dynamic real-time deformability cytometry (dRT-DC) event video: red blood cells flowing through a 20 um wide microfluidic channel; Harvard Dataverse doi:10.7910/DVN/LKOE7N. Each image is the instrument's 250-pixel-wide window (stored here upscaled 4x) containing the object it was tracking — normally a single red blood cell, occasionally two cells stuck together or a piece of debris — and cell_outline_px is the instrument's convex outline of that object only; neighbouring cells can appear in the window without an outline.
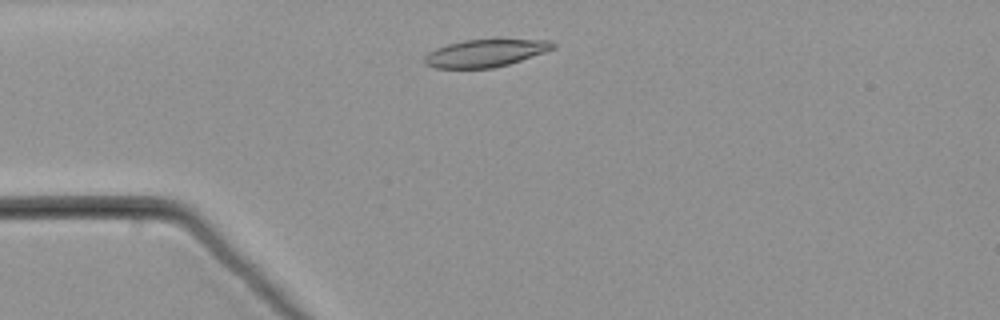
{"species": "common noctule bat (a hibernating species)", "species_latin": "Nyctalus noctula", "temperature_condition": "warm", "stored_images_in_passage": 45, "camera_frame_rate_fps": 3000, "um_per_image_px": 0.085, "animal": {"sex": "male", "body_mass_g": 21.5, "forearm_length_mm": 52.0}, "frame": {"image": 1, "passage_image": 5, "time_ms": 1.333, "image_size_px": [1000, 320], "cell_outline_px": [[556, 44], [552, 48], [544, 52], [508, 64], [492, 68], [436, 68], [424, 64], [424, 56], [428, 52], [436, 48], [448, 44], [464, 40], [552, 40]], "centroid_in_image_um": [41.2, 4.52], "position_along_channel_um": 43.8, "area_um2": 20.23}}
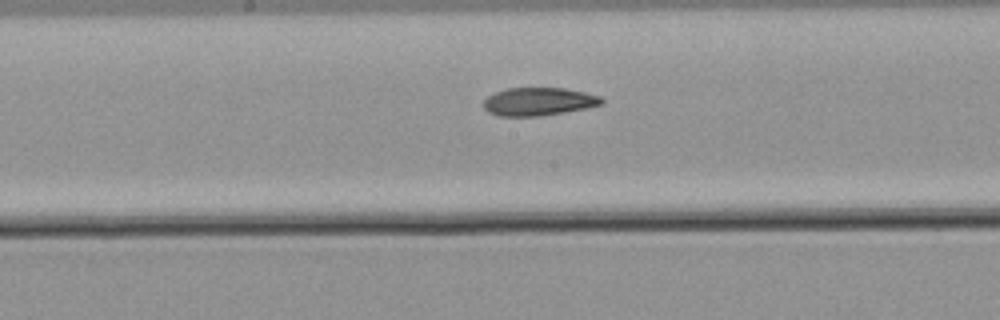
{"frame": {"image": 2, "passage_image": 19, "time_ms": 6.0, "image_size_px": [1000, 320], "cell_outline_px": [[604, 104], [564, 112], [536, 116], [500, 116], [488, 112], [484, 108], [484, 100], [488, 96], [496, 92], [508, 88], [564, 88], [584, 92], [600, 96], [604, 100]], "centroid_in_image_um": [45.78, 8.63], "position_along_channel_um": 202.4, "area_um2": 19.13}}
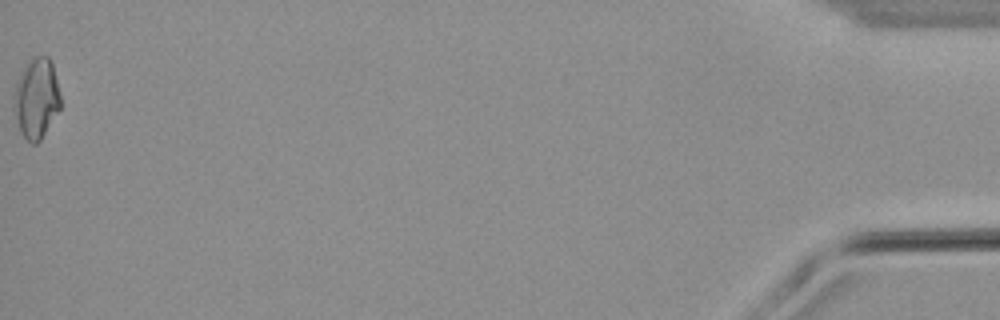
{"frame": {"image": 3, "passage_image": 45, "time_ms": 14.667, "image_size_px": [1000, 320], "cell_outline_px": [[60, 108], [40, 140], [36, 144], [32, 144], [20, 132], [16, 116], [12, 96], [16, 80], [20, 72], [28, 60], [32, 56], [48, 56], [52, 60], [60, 92]], "centroid_in_image_um": [3.08, 8.3], "position_along_channel_um": 432.1, "area_um2": 22.02}}